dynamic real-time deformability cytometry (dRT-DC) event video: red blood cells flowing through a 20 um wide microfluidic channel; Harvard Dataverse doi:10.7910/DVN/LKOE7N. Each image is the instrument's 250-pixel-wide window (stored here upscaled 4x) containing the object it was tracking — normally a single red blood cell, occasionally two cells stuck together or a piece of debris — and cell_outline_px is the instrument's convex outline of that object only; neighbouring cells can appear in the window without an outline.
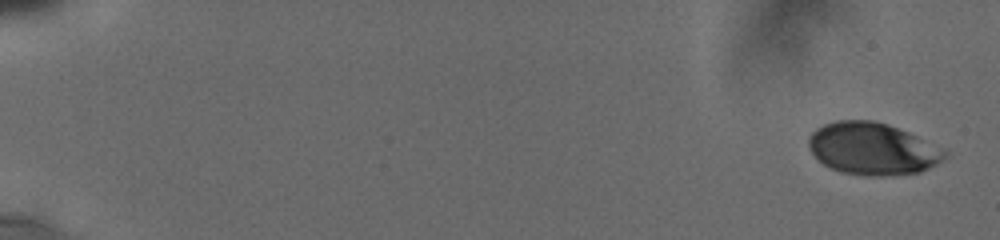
{"species": "human", "species_latin": "Homo sapiens", "temperature_condition": "cold", "stored_images_in_passage": 12, "camera_frame_rate_fps": 3000, "um_per_image_px": 0.085, "donor": {"sex": "male"}, "frame": {"image": 1, "passage_image": 1, "time_ms": 0.0, "image_size_px": [1000, 240], "cell_outline_px": [[948, 156], [936, 164], [920, 172], [892, 176], [864, 176], [840, 172], [824, 164], [808, 148], [808, 140], [812, 132], [816, 128], [824, 124], [836, 120], [872, 120], [888, 124], [908, 132], [944, 148], [948, 152]], "centroid_in_image_um": [74.18, 12.65], "position_along_channel_um": 10.8, "area_um2": 41.62}}
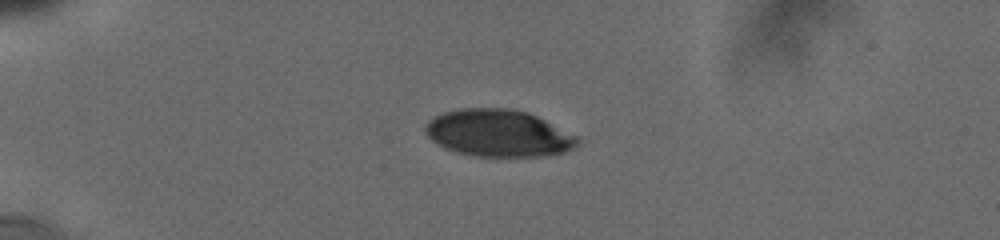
{"frame": {"image": 2, "passage_image": 10, "time_ms": 4.667, "image_size_px": [1000, 240], "cell_outline_px": [[580, 140], [572, 148], [564, 152], [536, 156], [476, 156], [456, 152], [444, 148], [432, 140], [424, 132], [424, 124], [432, 116], [444, 112], [460, 108], [512, 108], [528, 112], [576, 136]], "centroid_in_image_um": [42.29, 11.3], "position_along_channel_um": 42.7, "area_um2": 41.56}}